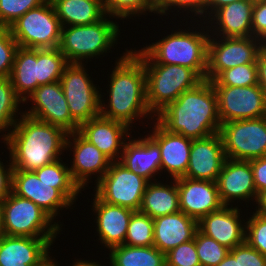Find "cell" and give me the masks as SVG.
Here are the masks:
<instances>
[{"label": "cell", "instance_id": "6da1fadb", "mask_svg": "<svg viewBox=\"0 0 266 266\" xmlns=\"http://www.w3.org/2000/svg\"><path fill=\"white\" fill-rule=\"evenodd\" d=\"M20 117L14 129L2 138L13 170L35 171L60 159L68 133L24 113Z\"/></svg>", "mask_w": 266, "mask_h": 266}, {"label": "cell", "instance_id": "7a4b0ae2", "mask_svg": "<svg viewBox=\"0 0 266 266\" xmlns=\"http://www.w3.org/2000/svg\"><path fill=\"white\" fill-rule=\"evenodd\" d=\"M157 117L154 119L169 132L192 140L219 133L221 121L217 95L211 81L205 79L196 87L184 91Z\"/></svg>", "mask_w": 266, "mask_h": 266}, {"label": "cell", "instance_id": "3957f363", "mask_svg": "<svg viewBox=\"0 0 266 266\" xmlns=\"http://www.w3.org/2000/svg\"><path fill=\"white\" fill-rule=\"evenodd\" d=\"M117 61L110 75V90L107 91L109 105L105 107L101 99L100 115L132 127L130 125L135 119L151 115L146 102L145 68L133 50H127Z\"/></svg>", "mask_w": 266, "mask_h": 266}, {"label": "cell", "instance_id": "277c9868", "mask_svg": "<svg viewBox=\"0 0 266 266\" xmlns=\"http://www.w3.org/2000/svg\"><path fill=\"white\" fill-rule=\"evenodd\" d=\"M134 53L143 61L146 74V102L157 116L184 91L196 87L203 79L193 70L180 65L155 63L142 49Z\"/></svg>", "mask_w": 266, "mask_h": 266}, {"label": "cell", "instance_id": "5b68a950", "mask_svg": "<svg viewBox=\"0 0 266 266\" xmlns=\"http://www.w3.org/2000/svg\"><path fill=\"white\" fill-rule=\"evenodd\" d=\"M209 37V32L181 30L146 45L142 50L155 63L188 67L205 80Z\"/></svg>", "mask_w": 266, "mask_h": 266}, {"label": "cell", "instance_id": "8992f818", "mask_svg": "<svg viewBox=\"0 0 266 266\" xmlns=\"http://www.w3.org/2000/svg\"><path fill=\"white\" fill-rule=\"evenodd\" d=\"M105 16L97 23L61 27L58 49L70 64L100 56L111 49L119 34V26Z\"/></svg>", "mask_w": 266, "mask_h": 266}, {"label": "cell", "instance_id": "52a82bcc", "mask_svg": "<svg viewBox=\"0 0 266 266\" xmlns=\"http://www.w3.org/2000/svg\"><path fill=\"white\" fill-rule=\"evenodd\" d=\"M33 201L12 192L1 203L2 234L8 236L56 238L58 222ZM41 235V236H40Z\"/></svg>", "mask_w": 266, "mask_h": 266}, {"label": "cell", "instance_id": "ba28073f", "mask_svg": "<svg viewBox=\"0 0 266 266\" xmlns=\"http://www.w3.org/2000/svg\"><path fill=\"white\" fill-rule=\"evenodd\" d=\"M80 190L77 184H47L40 181L34 171H12L11 192L33 201L53 220L59 208L72 206Z\"/></svg>", "mask_w": 266, "mask_h": 266}, {"label": "cell", "instance_id": "9c48e42d", "mask_svg": "<svg viewBox=\"0 0 266 266\" xmlns=\"http://www.w3.org/2000/svg\"><path fill=\"white\" fill-rule=\"evenodd\" d=\"M61 27L53 4L46 0L18 18L9 30L19 47L44 49L58 48Z\"/></svg>", "mask_w": 266, "mask_h": 266}, {"label": "cell", "instance_id": "30bf717a", "mask_svg": "<svg viewBox=\"0 0 266 266\" xmlns=\"http://www.w3.org/2000/svg\"><path fill=\"white\" fill-rule=\"evenodd\" d=\"M226 158L249 161L266 155V116L222 123Z\"/></svg>", "mask_w": 266, "mask_h": 266}, {"label": "cell", "instance_id": "8fae6325", "mask_svg": "<svg viewBox=\"0 0 266 266\" xmlns=\"http://www.w3.org/2000/svg\"><path fill=\"white\" fill-rule=\"evenodd\" d=\"M148 183L145 178L131 172L119 161H114L96 182L95 195L109 204L139 211Z\"/></svg>", "mask_w": 266, "mask_h": 266}, {"label": "cell", "instance_id": "7c38bea8", "mask_svg": "<svg viewBox=\"0 0 266 266\" xmlns=\"http://www.w3.org/2000/svg\"><path fill=\"white\" fill-rule=\"evenodd\" d=\"M83 65L69 63L60 79L71 117L79 125L100 115L103 96L93 85Z\"/></svg>", "mask_w": 266, "mask_h": 266}, {"label": "cell", "instance_id": "4fadbf2b", "mask_svg": "<svg viewBox=\"0 0 266 266\" xmlns=\"http://www.w3.org/2000/svg\"><path fill=\"white\" fill-rule=\"evenodd\" d=\"M208 40L206 80H215L224 70L256 63L263 41L254 37H217ZM218 40V41H217Z\"/></svg>", "mask_w": 266, "mask_h": 266}, {"label": "cell", "instance_id": "5bb4252c", "mask_svg": "<svg viewBox=\"0 0 266 266\" xmlns=\"http://www.w3.org/2000/svg\"><path fill=\"white\" fill-rule=\"evenodd\" d=\"M213 87L221 124L266 116V95L259 85Z\"/></svg>", "mask_w": 266, "mask_h": 266}, {"label": "cell", "instance_id": "9a60e30c", "mask_svg": "<svg viewBox=\"0 0 266 266\" xmlns=\"http://www.w3.org/2000/svg\"><path fill=\"white\" fill-rule=\"evenodd\" d=\"M28 98L34 106L24 114L57 126L68 134L78 131L79 124L71 117L60 81L39 86L25 103Z\"/></svg>", "mask_w": 266, "mask_h": 266}, {"label": "cell", "instance_id": "2e32d148", "mask_svg": "<svg viewBox=\"0 0 266 266\" xmlns=\"http://www.w3.org/2000/svg\"><path fill=\"white\" fill-rule=\"evenodd\" d=\"M180 211L199 221L207 214L224 206L214 181L195 180L187 177L176 179Z\"/></svg>", "mask_w": 266, "mask_h": 266}, {"label": "cell", "instance_id": "e0dca14e", "mask_svg": "<svg viewBox=\"0 0 266 266\" xmlns=\"http://www.w3.org/2000/svg\"><path fill=\"white\" fill-rule=\"evenodd\" d=\"M225 160L220 133L192 140L188 169L183 177L216 182Z\"/></svg>", "mask_w": 266, "mask_h": 266}, {"label": "cell", "instance_id": "ac0fdd59", "mask_svg": "<svg viewBox=\"0 0 266 266\" xmlns=\"http://www.w3.org/2000/svg\"><path fill=\"white\" fill-rule=\"evenodd\" d=\"M67 147L74 149L73 164L69 169L73 181L80 189L85 188L84 185H87L86 182L92 174L99 173V176L97 175L98 182L109 169L111 161L78 131L67 135L65 148L67 149Z\"/></svg>", "mask_w": 266, "mask_h": 266}, {"label": "cell", "instance_id": "d6986e66", "mask_svg": "<svg viewBox=\"0 0 266 266\" xmlns=\"http://www.w3.org/2000/svg\"><path fill=\"white\" fill-rule=\"evenodd\" d=\"M128 130L130 128L126 124L101 115L81 123L78 128V132L95 145L111 162L120 160L121 148L126 141L125 135L127 140L130 137Z\"/></svg>", "mask_w": 266, "mask_h": 266}, {"label": "cell", "instance_id": "ffe728a7", "mask_svg": "<svg viewBox=\"0 0 266 266\" xmlns=\"http://www.w3.org/2000/svg\"><path fill=\"white\" fill-rule=\"evenodd\" d=\"M216 184L223 205L228 206L237 199L256 200L257 191L250 161L226 158Z\"/></svg>", "mask_w": 266, "mask_h": 266}, {"label": "cell", "instance_id": "44dd1931", "mask_svg": "<svg viewBox=\"0 0 266 266\" xmlns=\"http://www.w3.org/2000/svg\"><path fill=\"white\" fill-rule=\"evenodd\" d=\"M238 207L222 206L198 221V230L229 250L245 242L246 226Z\"/></svg>", "mask_w": 266, "mask_h": 266}, {"label": "cell", "instance_id": "7402d4cb", "mask_svg": "<svg viewBox=\"0 0 266 266\" xmlns=\"http://www.w3.org/2000/svg\"><path fill=\"white\" fill-rule=\"evenodd\" d=\"M55 238L0 235V266H35L46 255Z\"/></svg>", "mask_w": 266, "mask_h": 266}, {"label": "cell", "instance_id": "603a6c76", "mask_svg": "<svg viewBox=\"0 0 266 266\" xmlns=\"http://www.w3.org/2000/svg\"><path fill=\"white\" fill-rule=\"evenodd\" d=\"M150 136L160 148L161 171L171 174L172 180L183 177L188 169L192 139L169 132L158 121Z\"/></svg>", "mask_w": 266, "mask_h": 266}, {"label": "cell", "instance_id": "cb8c5ba5", "mask_svg": "<svg viewBox=\"0 0 266 266\" xmlns=\"http://www.w3.org/2000/svg\"><path fill=\"white\" fill-rule=\"evenodd\" d=\"M94 198L92 204L93 211L96 213L95 218L99 240L108 249L123 245L127 234V228L134 211L104 202L96 195Z\"/></svg>", "mask_w": 266, "mask_h": 266}, {"label": "cell", "instance_id": "d4e9b609", "mask_svg": "<svg viewBox=\"0 0 266 266\" xmlns=\"http://www.w3.org/2000/svg\"><path fill=\"white\" fill-rule=\"evenodd\" d=\"M153 220V246L164 254L182 243L193 240L198 230V221L182 211L159 216Z\"/></svg>", "mask_w": 266, "mask_h": 266}, {"label": "cell", "instance_id": "484cf974", "mask_svg": "<svg viewBox=\"0 0 266 266\" xmlns=\"http://www.w3.org/2000/svg\"><path fill=\"white\" fill-rule=\"evenodd\" d=\"M124 143L120 163L131 172L153 181L157 172L161 171V155L158 143L149 135L142 139H131ZM155 173V174H154Z\"/></svg>", "mask_w": 266, "mask_h": 266}, {"label": "cell", "instance_id": "4316f807", "mask_svg": "<svg viewBox=\"0 0 266 266\" xmlns=\"http://www.w3.org/2000/svg\"><path fill=\"white\" fill-rule=\"evenodd\" d=\"M254 2L251 0H240L232 2L219 8L210 21L216 25H211L214 35L221 37H251L252 36V13ZM214 26V27H213ZM216 30L219 32H216ZM222 32V33H221ZM216 33V34H215Z\"/></svg>", "mask_w": 266, "mask_h": 266}, {"label": "cell", "instance_id": "83f0119b", "mask_svg": "<svg viewBox=\"0 0 266 266\" xmlns=\"http://www.w3.org/2000/svg\"><path fill=\"white\" fill-rule=\"evenodd\" d=\"M10 79L16 94L25 101L39 87V49L18 47Z\"/></svg>", "mask_w": 266, "mask_h": 266}, {"label": "cell", "instance_id": "f1b7e54d", "mask_svg": "<svg viewBox=\"0 0 266 266\" xmlns=\"http://www.w3.org/2000/svg\"><path fill=\"white\" fill-rule=\"evenodd\" d=\"M56 11L60 24L64 27L90 25L106 16L103 0H48Z\"/></svg>", "mask_w": 266, "mask_h": 266}, {"label": "cell", "instance_id": "f546056e", "mask_svg": "<svg viewBox=\"0 0 266 266\" xmlns=\"http://www.w3.org/2000/svg\"><path fill=\"white\" fill-rule=\"evenodd\" d=\"M139 211L152 219L180 211L177 181L173 185L149 182L142 196Z\"/></svg>", "mask_w": 266, "mask_h": 266}, {"label": "cell", "instance_id": "4dcf8cb0", "mask_svg": "<svg viewBox=\"0 0 266 266\" xmlns=\"http://www.w3.org/2000/svg\"><path fill=\"white\" fill-rule=\"evenodd\" d=\"M110 250V266H166L165 254L155 246L118 245Z\"/></svg>", "mask_w": 266, "mask_h": 266}, {"label": "cell", "instance_id": "1f68e13d", "mask_svg": "<svg viewBox=\"0 0 266 266\" xmlns=\"http://www.w3.org/2000/svg\"><path fill=\"white\" fill-rule=\"evenodd\" d=\"M124 244L133 247L153 246L154 220L147 214L134 211L127 228Z\"/></svg>", "mask_w": 266, "mask_h": 266}, {"label": "cell", "instance_id": "d6a6232c", "mask_svg": "<svg viewBox=\"0 0 266 266\" xmlns=\"http://www.w3.org/2000/svg\"><path fill=\"white\" fill-rule=\"evenodd\" d=\"M68 64L58 48L39 49V86L60 81Z\"/></svg>", "mask_w": 266, "mask_h": 266}, {"label": "cell", "instance_id": "836d02e7", "mask_svg": "<svg viewBox=\"0 0 266 266\" xmlns=\"http://www.w3.org/2000/svg\"><path fill=\"white\" fill-rule=\"evenodd\" d=\"M23 102L16 94L10 77L0 78V133L11 127L13 129L18 120L14 119L19 109L18 105Z\"/></svg>", "mask_w": 266, "mask_h": 266}, {"label": "cell", "instance_id": "e575fe53", "mask_svg": "<svg viewBox=\"0 0 266 266\" xmlns=\"http://www.w3.org/2000/svg\"><path fill=\"white\" fill-rule=\"evenodd\" d=\"M213 86H252L258 85L257 63H247L224 70L215 80Z\"/></svg>", "mask_w": 266, "mask_h": 266}, {"label": "cell", "instance_id": "d590c367", "mask_svg": "<svg viewBox=\"0 0 266 266\" xmlns=\"http://www.w3.org/2000/svg\"><path fill=\"white\" fill-rule=\"evenodd\" d=\"M194 240L201 266H217L229 253L228 248L199 230L196 231Z\"/></svg>", "mask_w": 266, "mask_h": 266}, {"label": "cell", "instance_id": "8d00e7d4", "mask_svg": "<svg viewBox=\"0 0 266 266\" xmlns=\"http://www.w3.org/2000/svg\"><path fill=\"white\" fill-rule=\"evenodd\" d=\"M103 6L107 16L121 19L140 15L148 10L156 12L155 4L151 0H103Z\"/></svg>", "mask_w": 266, "mask_h": 266}, {"label": "cell", "instance_id": "74e56055", "mask_svg": "<svg viewBox=\"0 0 266 266\" xmlns=\"http://www.w3.org/2000/svg\"><path fill=\"white\" fill-rule=\"evenodd\" d=\"M46 0H0V27H8L30 9Z\"/></svg>", "mask_w": 266, "mask_h": 266}, {"label": "cell", "instance_id": "f35d334b", "mask_svg": "<svg viewBox=\"0 0 266 266\" xmlns=\"http://www.w3.org/2000/svg\"><path fill=\"white\" fill-rule=\"evenodd\" d=\"M246 224L245 241L266 257V216L252 214Z\"/></svg>", "mask_w": 266, "mask_h": 266}, {"label": "cell", "instance_id": "ab89813d", "mask_svg": "<svg viewBox=\"0 0 266 266\" xmlns=\"http://www.w3.org/2000/svg\"><path fill=\"white\" fill-rule=\"evenodd\" d=\"M18 43L8 27H0V78L10 77Z\"/></svg>", "mask_w": 266, "mask_h": 266}, {"label": "cell", "instance_id": "60d3db41", "mask_svg": "<svg viewBox=\"0 0 266 266\" xmlns=\"http://www.w3.org/2000/svg\"><path fill=\"white\" fill-rule=\"evenodd\" d=\"M166 266H201L195 240L180 244L165 254Z\"/></svg>", "mask_w": 266, "mask_h": 266}, {"label": "cell", "instance_id": "b9f144b4", "mask_svg": "<svg viewBox=\"0 0 266 266\" xmlns=\"http://www.w3.org/2000/svg\"><path fill=\"white\" fill-rule=\"evenodd\" d=\"M60 161L62 160L58 159L35 170L34 172L40 181L47 184H76L71 177L68 166Z\"/></svg>", "mask_w": 266, "mask_h": 266}, {"label": "cell", "instance_id": "7bdbcfd3", "mask_svg": "<svg viewBox=\"0 0 266 266\" xmlns=\"http://www.w3.org/2000/svg\"><path fill=\"white\" fill-rule=\"evenodd\" d=\"M206 1L207 0H158L155 3V11L157 14L165 15L167 10L172 9V6L173 8L178 6L180 10L181 8H183L184 11L187 9V11L194 12V14H196L195 16L198 15L200 18L203 15L202 17L204 18L207 17Z\"/></svg>", "mask_w": 266, "mask_h": 266}, {"label": "cell", "instance_id": "ee69618b", "mask_svg": "<svg viewBox=\"0 0 266 266\" xmlns=\"http://www.w3.org/2000/svg\"><path fill=\"white\" fill-rule=\"evenodd\" d=\"M252 37L266 39V0L254 2L252 13Z\"/></svg>", "mask_w": 266, "mask_h": 266}, {"label": "cell", "instance_id": "f6af8a7d", "mask_svg": "<svg viewBox=\"0 0 266 266\" xmlns=\"http://www.w3.org/2000/svg\"><path fill=\"white\" fill-rule=\"evenodd\" d=\"M239 266H266V257L245 241L239 245Z\"/></svg>", "mask_w": 266, "mask_h": 266}, {"label": "cell", "instance_id": "bcb514c9", "mask_svg": "<svg viewBox=\"0 0 266 266\" xmlns=\"http://www.w3.org/2000/svg\"><path fill=\"white\" fill-rule=\"evenodd\" d=\"M249 161L253 172L254 186L258 194L266 190V155Z\"/></svg>", "mask_w": 266, "mask_h": 266}, {"label": "cell", "instance_id": "7dc6e473", "mask_svg": "<svg viewBox=\"0 0 266 266\" xmlns=\"http://www.w3.org/2000/svg\"><path fill=\"white\" fill-rule=\"evenodd\" d=\"M10 165H7V169L4 166L3 162L0 161V202L11 193L12 186V171L13 166L12 163L9 162Z\"/></svg>", "mask_w": 266, "mask_h": 266}, {"label": "cell", "instance_id": "c3c4849f", "mask_svg": "<svg viewBox=\"0 0 266 266\" xmlns=\"http://www.w3.org/2000/svg\"><path fill=\"white\" fill-rule=\"evenodd\" d=\"M256 63L258 67V85L266 95V48L264 46L260 49Z\"/></svg>", "mask_w": 266, "mask_h": 266}, {"label": "cell", "instance_id": "681fc988", "mask_svg": "<svg viewBox=\"0 0 266 266\" xmlns=\"http://www.w3.org/2000/svg\"><path fill=\"white\" fill-rule=\"evenodd\" d=\"M217 266H239V245L229 250V253Z\"/></svg>", "mask_w": 266, "mask_h": 266}, {"label": "cell", "instance_id": "f907efd6", "mask_svg": "<svg viewBox=\"0 0 266 266\" xmlns=\"http://www.w3.org/2000/svg\"><path fill=\"white\" fill-rule=\"evenodd\" d=\"M236 1H240V0H207L206 1V13H209L208 16V20L210 19V17L212 16V14H214L219 8L228 5L232 2H236ZM211 10V11H209Z\"/></svg>", "mask_w": 266, "mask_h": 266}, {"label": "cell", "instance_id": "816d5d0a", "mask_svg": "<svg viewBox=\"0 0 266 266\" xmlns=\"http://www.w3.org/2000/svg\"><path fill=\"white\" fill-rule=\"evenodd\" d=\"M254 202L258 204V209L255 212L266 216V190L259 192Z\"/></svg>", "mask_w": 266, "mask_h": 266}, {"label": "cell", "instance_id": "f5cc1de1", "mask_svg": "<svg viewBox=\"0 0 266 266\" xmlns=\"http://www.w3.org/2000/svg\"><path fill=\"white\" fill-rule=\"evenodd\" d=\"M35 266H58V265L55 264L54 260H52L48 254Z\"/></svg>", "mask_w": 266, "mask_h": 266}, {"label": "cell", "instance_id": "db71d44e", "mask_svg": "<svg viewBox=\"0 0 266 266\" xmlns=\"http://www.w3.org/2000/svg\"><path fill=\"white\" fill-rule=\"evenodd\" d=\"M98 262H90V261H82V260H77L76 263H74V265L72 266H103L100 264H97Z\"/></svg>", "mask_w": 266, "mask_h": 266}, {"label": "cell", "instance_id": "11a10c76", "mask_svg": "<svg viewBox=\"0 0 266 266\" xmlns=\"http://www.w3.org/2000/svg\"><path fill=\"white\" fill-rule=\"evenodd\" d=\"M2 234V224H1V202H0V235Z\"/></svg>", "mask_w": 266, "mask_h": 266}, {"label": "cell", "instance_id": "9f6ffc18", "mask_svg": "<svg viewBox=\"0 0 266 266\" xmlns=\"http://www.w3.org/2000/svg\"><path fill=\"white\" fill-rule=\"evenodd\" d=\"M263 46L266 48V39L263 41Z\"/></svg>", "mask_w": 266, "mask_h": 266}, {"label": "cell", "instance_id": "6f0895ef", "mask_svg": "<svg viewBox=\"0 0 266 266\" xmlns=\"http://www.w3.org/2000/svg\"><path fill=\"white\" fill-rule=\"evenodd\" d=\"M154 4L158 1V0H151Z\"/></svg>", "mask_w": 266, "mask_h": 266}, {"label": "cell", "instance_id": "680465c9", "mask_svg": "<svg viewBox=\"0 0 266 266\" xmlns=\"http://www.w3.org/2000/svg\"><path fill=\"white\" fill-rule=\"evenodd\" d=\"M251 1H253V2H257V1H263V0H251Z\"/></svg>", "mask_w": 266, "mask_h": 266}]
</instances>
